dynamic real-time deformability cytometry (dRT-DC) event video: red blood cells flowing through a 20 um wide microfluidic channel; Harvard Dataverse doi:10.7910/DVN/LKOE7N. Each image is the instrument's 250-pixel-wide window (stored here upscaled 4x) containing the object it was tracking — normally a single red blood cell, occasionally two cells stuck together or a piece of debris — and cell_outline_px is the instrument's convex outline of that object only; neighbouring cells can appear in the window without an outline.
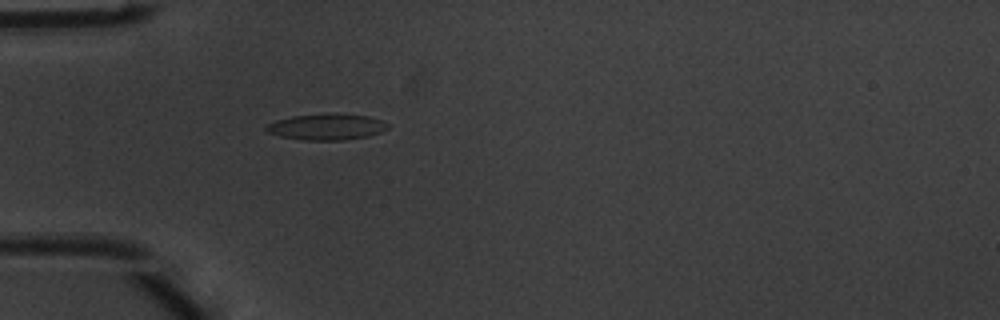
{"species": "common noctule bat (a hibernating species)", "species_latin": "Nyctalus noctula", "temperature_condition": "warm", "stored_images_in_passage": 51, "camera_frame_rate_fps": 3000, "um_per_image_px": 0.085, "animal": {"sex": "male", "body_mass_g": 20.1, "forearm_length_mm": 53.5}, "frame": {"image": 1, "passage_image": 16, "time_ms": 5.0, "image_size_px": [1000, 320], "cell_outline_px": [[388, 128], [380, 132], [368, 136], [344, 140], [304, 140], [280, 136], [268, 132], [264, 128], [268, 124], [276, 120], [292, 116], [368, 116], [380, 120], [388, 124]], "centroid_in_image_um": [27.73, 10.83], "position_along_channel_um": 57.3, "area_um2": 17.51}}
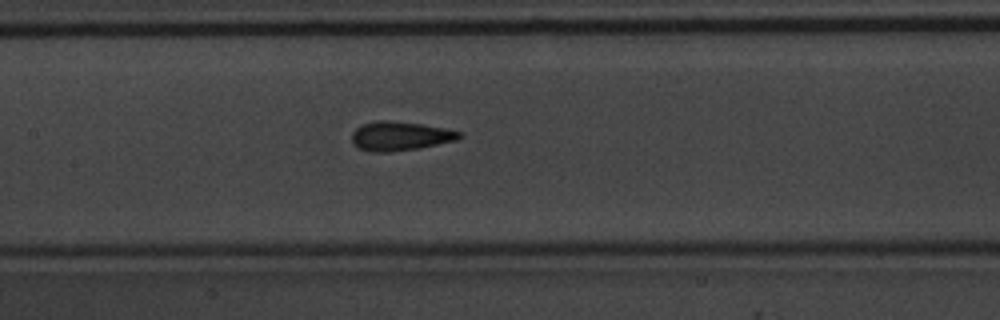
{"frame": {"image": 2, "passage_image": 25, "time_ms": 8.0, "image_size_px": [1000, 320], "cell_outline_px": [[464, 136], [456, 140], [420, 148], [388, 152], [372, 152], [360, 148], [352, 144], [352, 132], [360, 124], [376, 120], [388, 120], [420, 124], [444, 128], [464, 132]], "centroid_in_image_um": [34.01, 11.56], "position_along_channel_um": 173.4, "area_um2": 18.38}}
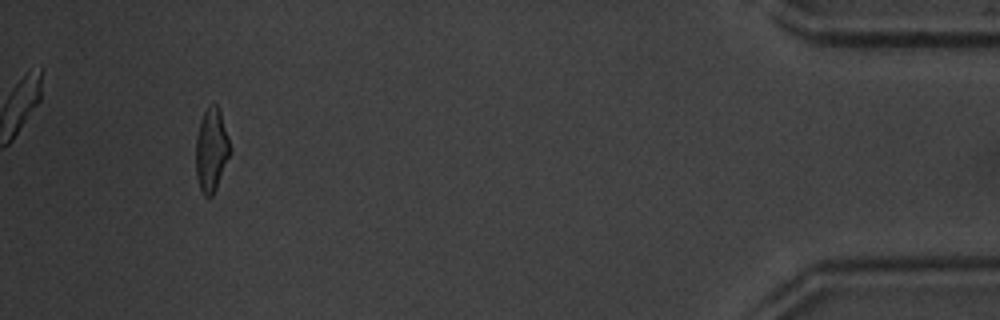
{"frame": {"image": 3, "passage_image": 48, "time_ms": 15.667, "image_size_px": [1000, 320], "cell_outline_px": [[232, 152], [216, 188], [212, 196], [204, 196], [200, 188], [196, 176], [196, 136], [200, 120], [208, 104], [216, 104], [220, 112], [232, 148]], "centroid_in_image_um": [17.98, 12.74], "position_along_channel_um": 417.2, "area_um2": 16.76}, "authors_computed_cell_mechanics": {"area_um2": 17.7446, "velocity_mm_per_s": 4.0436, "shape_relaxation_time_tau1_ms": 3.0387, "shape_relaxation_time_tau2_ms": 1.5041, "deformation_change_tau1": 0.1474, "deformation_change_tau2": 0.089}}